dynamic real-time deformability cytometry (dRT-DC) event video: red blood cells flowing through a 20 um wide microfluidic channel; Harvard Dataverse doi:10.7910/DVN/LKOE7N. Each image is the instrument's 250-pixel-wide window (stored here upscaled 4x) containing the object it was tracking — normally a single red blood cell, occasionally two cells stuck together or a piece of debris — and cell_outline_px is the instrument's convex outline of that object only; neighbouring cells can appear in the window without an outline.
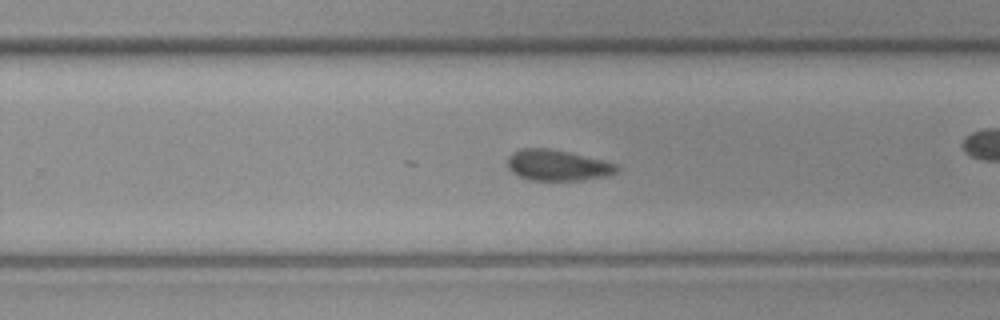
{"species": "common noctule bat (a hibernating species)", "species_latin": "Nyctalus noctula", "temperature_condition": "cold", "stored_images_in_passage": 34, "camera_frame_rate_fps": 3000, "um_per_image_px": 0.085, "animal": {"sex": "female", "body_mass_g": 19.3, "forearm_length_mm": 54.1}, "frame": {"image": 1, "passage_image": 16, "time_ms": 5.0, "image_size_px": [1000, 320], "cell_outline_px": [[620, 168], [616, 172], [608, 176], [584, 180], [528, 180], [512, 172], [508, 168], [508, 156], [512, 152], [520, 148], [548, 148], [568, 152], [616, 164]], "centroid_in_image_um": [47.36, 14.05], "position_along_channel_um": 282.4, "area_um2": 19.59}}